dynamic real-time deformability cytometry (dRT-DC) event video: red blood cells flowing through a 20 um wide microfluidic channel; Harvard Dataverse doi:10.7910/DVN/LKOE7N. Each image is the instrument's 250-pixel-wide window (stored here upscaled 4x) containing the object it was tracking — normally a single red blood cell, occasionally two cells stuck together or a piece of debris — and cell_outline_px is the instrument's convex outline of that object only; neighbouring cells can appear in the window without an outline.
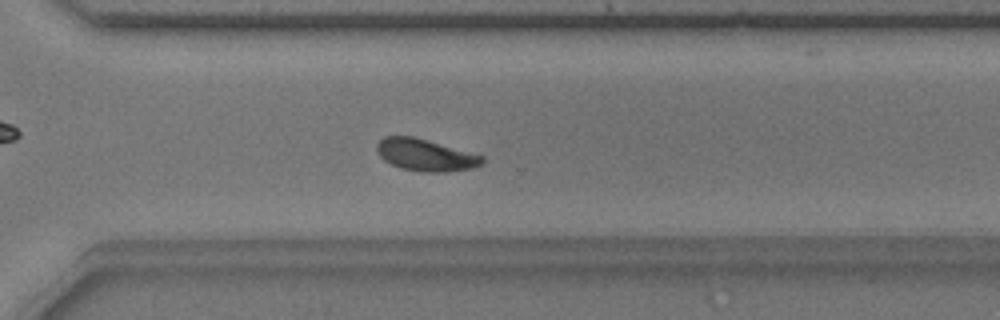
{"species": "common noctule bat (a hibernating species)", "species_latin": "Nyctalus noctula", "temperature_condition": "warm", "stored_images_in_passage": 53, "camera_frame_rate_fps": 3000, "um_per_image_px": 0.085, "animal": {"sex": "male", "body_mass_g": 17.9}, "frame": {"image": 1, "passage_image": 38, "time_ms": 12.333, "image_size_px": [1000, 320], "cell_outline_px": [[484, 164], [472, 168], [444, 172], [420, 172], [400, 168], [384, 160], [376, 152], [376, 144], [384, 136], [412, 136], [428, 140], [484, 156]], "centroid_in_image_um": [36.15, 13.18], "position_along_channel_um": 334.4, "area_um2": 19.71}}
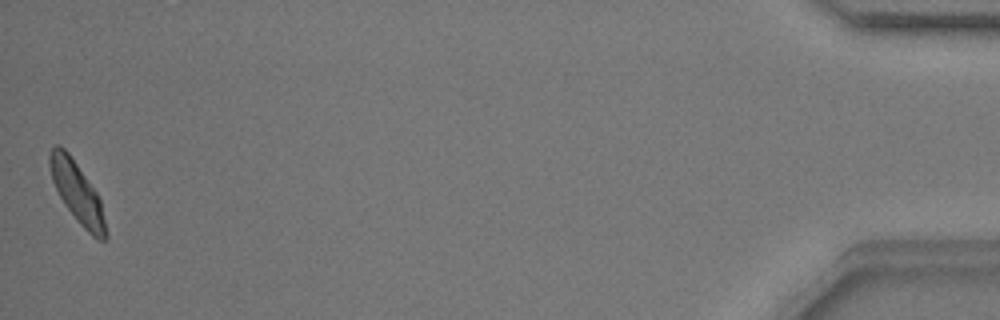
{"frame": {"image": 2, "passage_image": 53, "time_ms": 17.333, "image_size_px": [1000, 320], "cell_outline_px": [[108, 236], [104, 240], [100, 240], [92, 236], [76, 220], [64, 204], [52, 180], [48, 164], [48, 156], [52, 148], [56, 144], [60, 144], [68, 152], [96, 192], [100, 200], [108, 232]], "centroid_in_image_um": [6.55, 16.37], "position_along_channel_um": 428.6, "area_um2": 19.65}, "authors_computed_cell_mechanics": {"area_um2": 19.3052, "velocity_mm_per_s": 3.7668, "shape_relaxation_time_tau1_ms": 2.7594, "shape_relaxation_time_tau2_ms": 1.3765, "deformation_change_tau1": 0.1052, "deformation_change_tau2": 0.063}}